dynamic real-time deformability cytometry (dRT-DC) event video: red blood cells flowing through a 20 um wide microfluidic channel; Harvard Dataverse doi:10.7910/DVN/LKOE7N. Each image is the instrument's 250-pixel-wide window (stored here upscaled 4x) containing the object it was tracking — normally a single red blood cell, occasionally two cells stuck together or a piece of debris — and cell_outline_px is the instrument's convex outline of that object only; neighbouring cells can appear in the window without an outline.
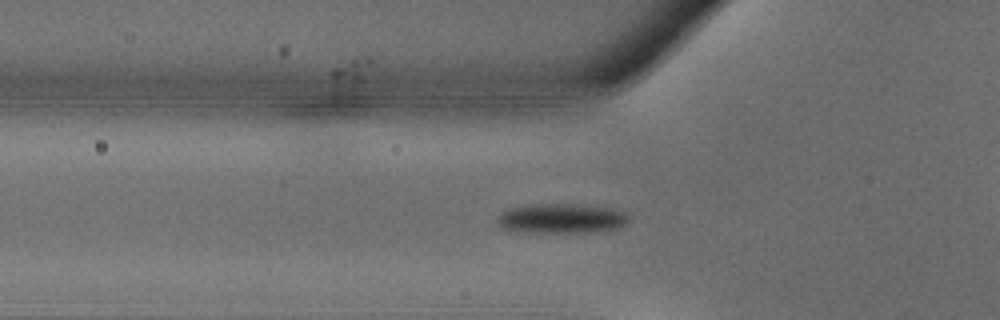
{"species": "common noctule bat (a hibernating species)", "species_latin": "Nyctalus noctula", "temperature_condition": "warm", "stored_images_in_passage": 28, "camera_frame_rate_fps": 3000, "um_per_image_px": 0.085, "animal": {"sex": "male", "body_mass_g": 18.8}, "frame": {"image": 1, "passage_image": 4, "time_ms": 1.0, "image_size_px": [1000, 320], "cell_outline_px": [[628, 220], [624, 224], [616, 228], [584, 232], [532, 232], [500, 228], [496, 224], [496, 216], [500, 212], [508, 208], [532, 204], [576, 204], [616, 208], [628, 212]], "centroid_in_image_um": [47.68, 18.54], "position_along_channel_um": 78.1, "area_um2": 22.89}}
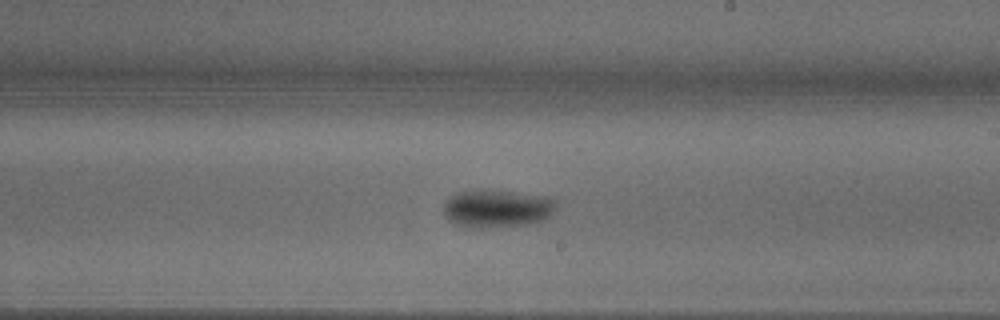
{"frame": {"image": 2, "passage_image": 13, "time_ms": 4.0, "image_size_px": [1000, 320], "cell_outline_px": [[560, 204], [544, 220], [524, 224], [464, 228], [448, 220], [444, 216], [444, 204], [456, 192], [480, 188], [488, 188], [552, 196]], "centroid_in_image_um": [42.28, 17.67], "position_along_channel_um": 246.7, "area_um2": 25.43}}
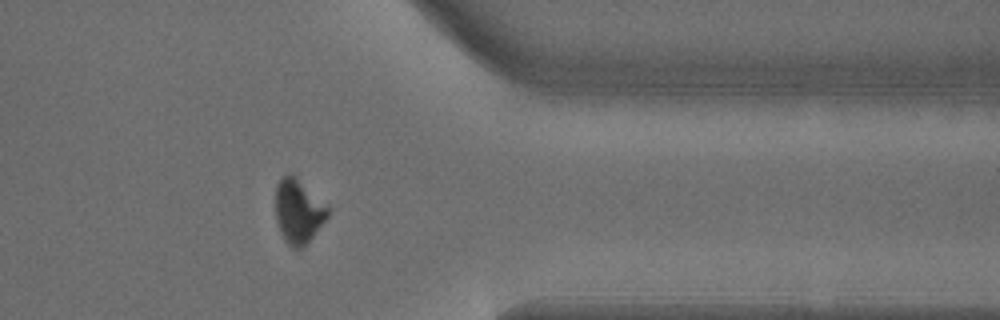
{"frame": {"image": 3, "passage_image": 21, "time_ms": 6.667, "image_size_px": [1000, 320], "cell_outline_px": [[328, 216], [312, 236], [300, 248], [292, 248], [284, 240], [280, 232], [276, 220], [276, 184], [288, 172], [292, 172], [328, 204]], "centroid_in_image_um": [25.35, 17.9], "position_along_channel_um": 386.0, "area_um2": 19.59}}